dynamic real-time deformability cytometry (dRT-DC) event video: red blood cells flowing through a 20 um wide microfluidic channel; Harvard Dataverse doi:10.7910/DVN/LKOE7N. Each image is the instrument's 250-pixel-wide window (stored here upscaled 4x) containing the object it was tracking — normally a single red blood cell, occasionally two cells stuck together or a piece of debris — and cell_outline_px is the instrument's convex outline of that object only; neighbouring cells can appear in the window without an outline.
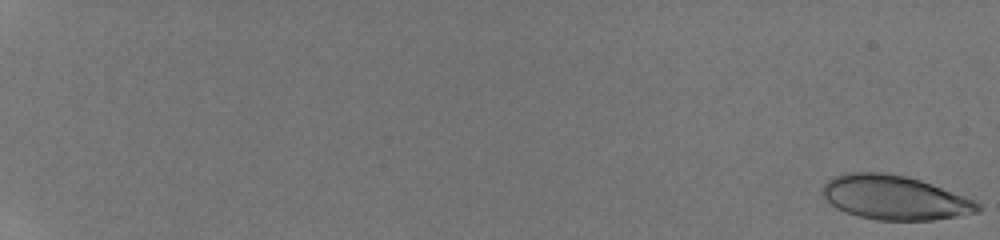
{"species": "human", "species_latin": "Homo sapiens", "temperature_condition": "room temperature", "stored_images_in_passage": 10, "camera_frame_rate_fps": 3000, "um_per_image_px": 0.085, "donor": {"sex": "male"}, "frame": {"image": 1, "passage_image": 1, "time_ms": 0.0, "image_size_px": [1000, 240], "cell_outline_px": [[980, 212], [932, 220], [876, 220], [860, 216], [836, 208], [820, 192], [824, 184], [832, 176], [848, 172], [884, 172], [904, 176], [920, 180], [964, 196], [980, 204]], "centroid_in_image_um": [76.01, 16.79], "position_along_channel_um": 9.0, "area_um2": 39.71}}